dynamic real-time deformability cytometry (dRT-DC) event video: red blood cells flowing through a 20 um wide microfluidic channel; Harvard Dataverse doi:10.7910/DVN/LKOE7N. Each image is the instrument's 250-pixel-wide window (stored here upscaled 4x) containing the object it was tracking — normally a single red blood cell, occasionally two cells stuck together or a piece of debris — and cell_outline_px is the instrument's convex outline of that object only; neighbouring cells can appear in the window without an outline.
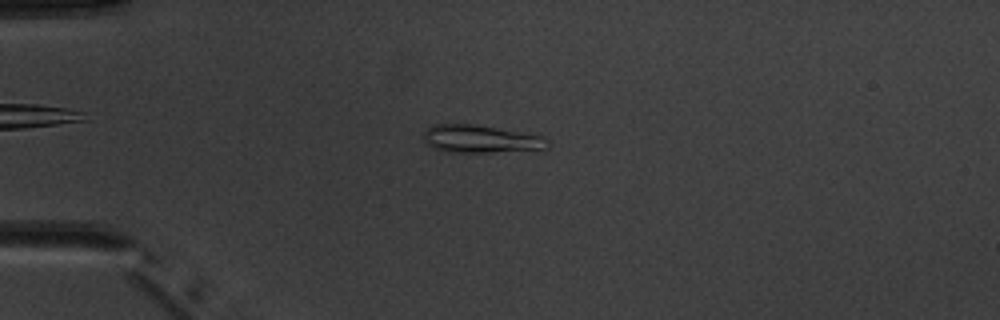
{"species": "common noctule bat (a hibernating species)", "species_latin": "Nyctalus noctula", "temperature_condition": "warm", "stored_images_in_passage": 9, "camera_frame_rate_fps": 3000, "um_per_image_px": 0.085, "animal": {"sex": "male", "body_mass_g": 20.1, "forearm_length_mm": 53.5}, "frame": {"image": 1, "passage_image": 4, "time_ms": 3.333, "image_size_px": [1000, 320], "cell_outline_px": [[548, 148], [492, 152], [444, 152], [428, 144], [424, 140], [424, 128], [432, 124], [472, 124], [544, 136], [548, 140]], "centroid_in_image_um": [40.81, 11.8], "position_along_channel_um": 44.2, "area_um2": 19.88}}
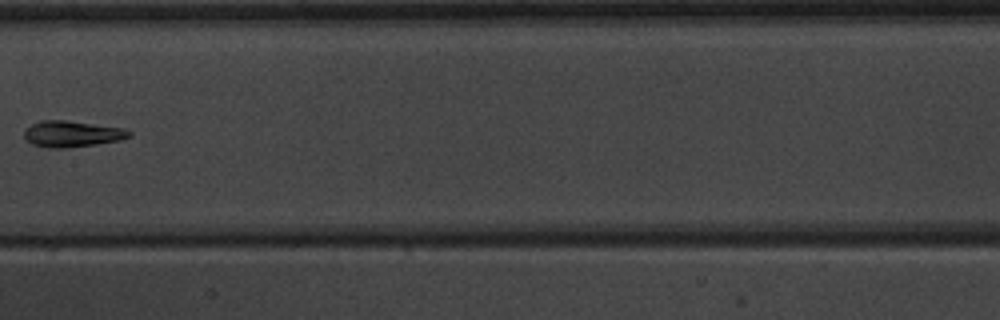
{"frame": {"image": 2, "passage_image": 8, "time_ms": 8.0, "image_size_px": [1000, 320], "cell_outline_px": [[132, 136], [120, 140], [96, 144], [64, 148], [44, 148], [32, 144], [24, 136], [24, 128], [40, 120], [64, 120], [124, 128], [132, 132]], "centroid_in_image_um": [6.11, 11.38], "position_along_channel_um": 201.3, "area_um2": 16.07}}
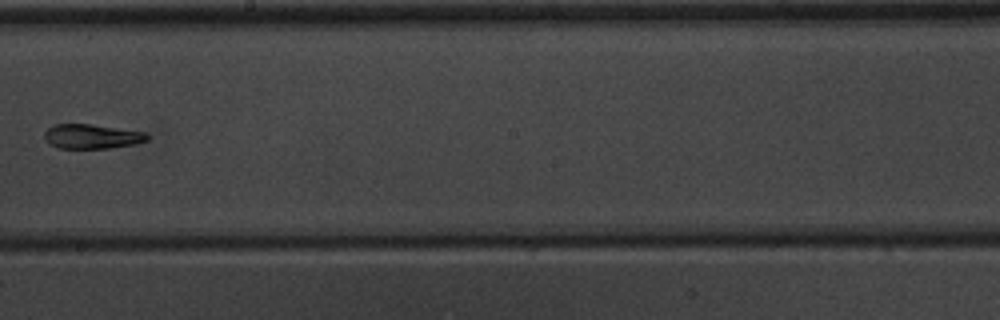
{"frame": {"image": 3, "passage_image": 9, "time_ms": 9.0, "image_size_px": [1000, 320], "cell_outline_px": [[148, 140], [136, 144], [112, 148], [60, 148], [48, 144], [44, 136], [44, 132], [48, 128], [56, 124], [88, 124], [144, 132], [148, 136]], "centroid_in_image_um": [7.79, 11.61], "position_along_channel_um": 240.4, "area_um2": 14.57}}